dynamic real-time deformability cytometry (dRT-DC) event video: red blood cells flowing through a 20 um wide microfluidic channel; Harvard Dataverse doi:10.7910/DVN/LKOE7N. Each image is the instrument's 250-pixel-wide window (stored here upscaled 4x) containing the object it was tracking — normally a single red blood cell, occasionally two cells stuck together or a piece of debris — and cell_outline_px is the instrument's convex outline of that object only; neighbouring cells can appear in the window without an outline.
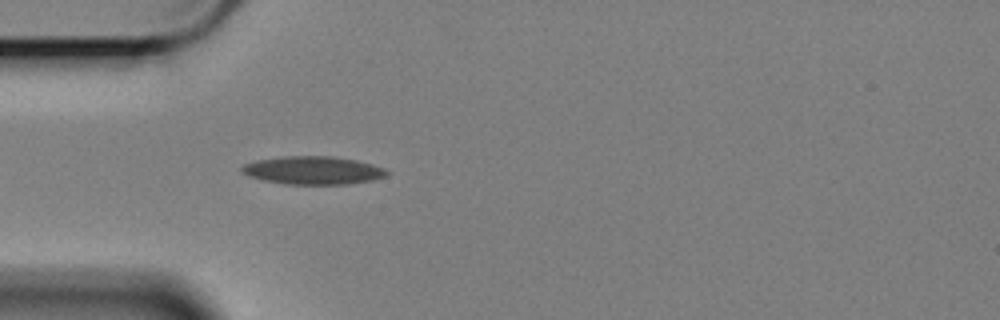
{"species": "Egyptian fruit bat (a non-hibernating species)", "species_latin": "Rousettus aegyptiacus", "temperature_condition": "cold", "stored_images_in_passage": 25, "camera_frame_rate_fps": 3000, "um_per_image_px": 0.085, "animal": {"sex": "female"}, "frame": {"image": 1, "passage_image": 5, "time_ms": 1.333, "image_size_px": [1000, 320], "cell_outline_px": [[388, 172], [384, 176], [372, 180], [348, 184], [284, 184], [264, 180], [248, 176], [240, 172], [240, 168], [244, 164], [256, 160], [280, 156], [332, 156], [356, 160], [372, 164], [384, 168]], "centroid_in_image_um": [26.55, 14.47], "position_along_channel_um": 58.4, "area_um2": 23.76}}
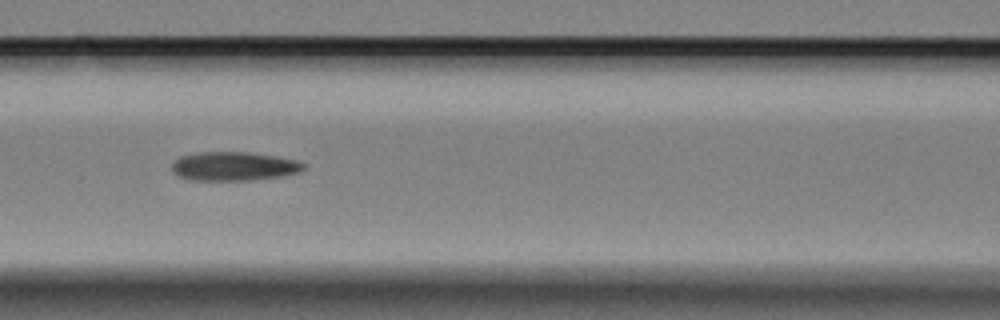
{"frame": {"image": 2, "passage_image": 13, "time_ms": 4.0, "image_size_px": [1000, 320], "cell_outline_px": [[304, 168], [300, 172], [284, 176], [252, 180], [188, 180], [172, 172], [172, 160], [180, 156], [192, 152], [248, 152], [276, 156], [296, 160], [304, 164]], "centroid_in_image_um": [19.84, 14.13], "position_along_channel_um": 146.8, "area_um2": 22.43}}
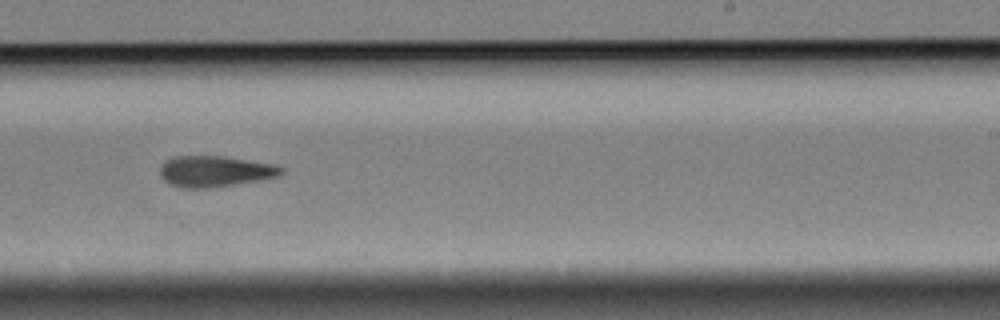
{"frame": {"image": 3, "passage_image": 24, "time_ms": 7.667, "image_size_px": [1000, 320], "cell_outline_px": [[284, 172], [280, 176], [260, 180], [212, 188], [180, 188], [164, 180], [160, 176], [160, 168], [164, 160], [172, 156], [224, 156], [276, 164], [284, 168]], "centroid_in_image_um": [18.29, 14.56], "position_along_channel_um": 270.7, "area_um2": 22.25}}